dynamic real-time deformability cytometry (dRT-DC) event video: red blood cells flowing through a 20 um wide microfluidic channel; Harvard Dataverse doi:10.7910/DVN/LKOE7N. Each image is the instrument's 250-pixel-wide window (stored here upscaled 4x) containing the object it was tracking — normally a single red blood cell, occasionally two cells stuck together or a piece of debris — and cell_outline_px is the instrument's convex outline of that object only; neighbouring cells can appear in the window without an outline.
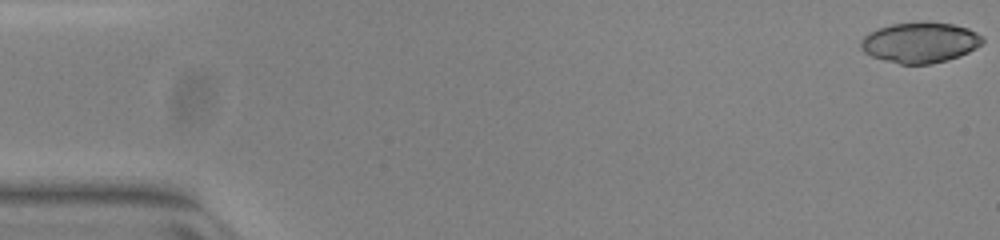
{"species": "common noctule bat (a hibernating species)", "species_latin": "Nyctalus noctula", "temperature_condition": "warm", "stored_images_in_passage": 52, "camera_frame_rate_fps": 3000, "um_per_image_px": 0.085, "animal": {"sex": "female", "body_mass_g": 23.0, "forearm_length_mm": 53.4}, "frame": {"image": 1, "passage_image": 1, "time_ms": 0.0, "image_size_px": [1000, 240], "cell_outline_px": [[984, 40], [976, 48], [960, 56], [928, 64], [900, 64], [884, 60], [872, 56], [864, 52], [860, 48], [860, 40], [868, 32], [892, 24], [924, 20], [952, 24], [968, 28], [984, 36]], "centroid_in_image_um": [78.2, 3.59], "position_along_channel_um": 6.8, "area_um2": 28.96}}
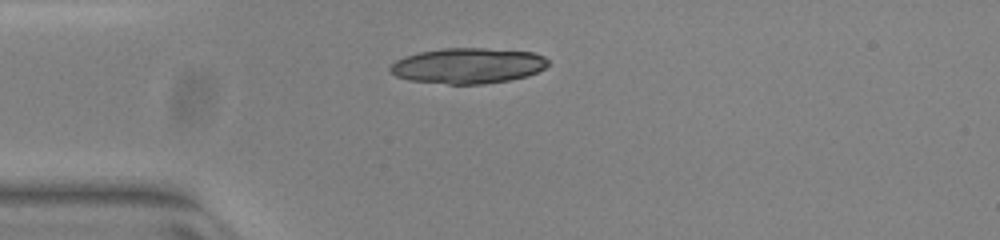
{"frame": {"image": 2, "passage_image": 14, "time_ms": 4.333, "image_size_px": [1000, 240], "cell_outline_px": [[548, 64], [544, 68], [528, 76], [508, 80], [484, 84], [448, 84], [408, 80], [396, 76], [388, 68], [396, 60], [404, 56], [420, 52], [444, 48], [484, 48], [532, 52], [544, 56], [548, 60]], "centroid_in_image_um": [39.76, 5.59], "position_along_channel_um": 45.2, "area_um2": 32.66}}